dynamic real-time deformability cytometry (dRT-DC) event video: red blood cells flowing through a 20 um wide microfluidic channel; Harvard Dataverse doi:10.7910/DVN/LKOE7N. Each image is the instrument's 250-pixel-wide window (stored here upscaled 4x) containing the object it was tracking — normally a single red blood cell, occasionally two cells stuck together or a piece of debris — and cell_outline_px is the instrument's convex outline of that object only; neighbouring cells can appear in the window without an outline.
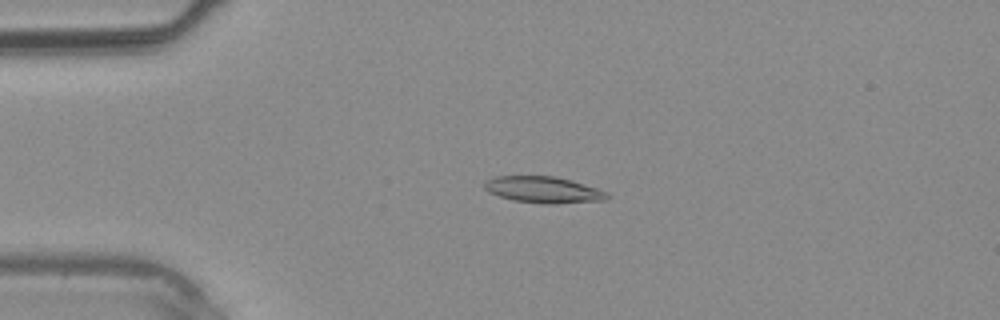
{"species": "common noctule bat (a hibernating species)", "species_latin": "Nyctalus noctula", "temperature_condition": "warm", "stored_images_in_passage": 37, "camera_frame_rate_fps": 3000, "um_per_image_px": 0.085, "animal": {"sex": "male", "body_mass_g": 20.4}, "frame": {"image": 1, "passage_image": 9, "time_ms": 2.667, "image_size_px": [1000, 320], "cell_outline_px": [[608, 200], [556, 204], [544, 204], [512, 200], [488, 192], [484, 188], [484, 180], [496, 176], [556, 176], [572, 180], [608, 192]], "centroid_in_image_um": [46.19, 16.13], "position_along_channel_um": 38.8, "area_um2": 19.07}}
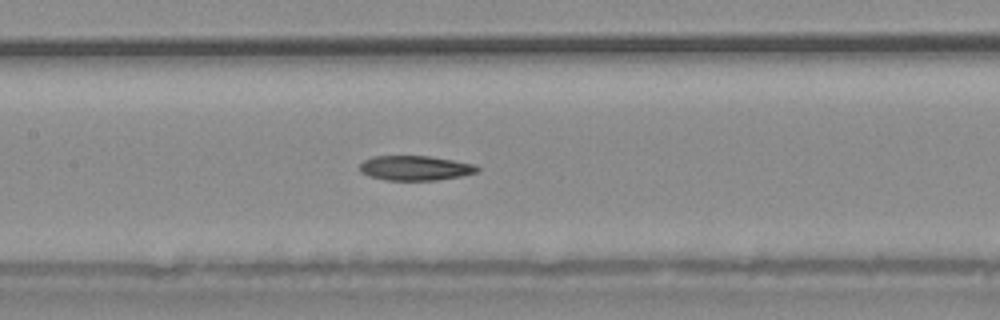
{"frame": {"image": 2, "passage_image": 18, "time_ms": 5.667, "image_size_px": [1000, 320], "cell_outline_px": [[480, 172], [460, 176], [436, 180], [384, 180], [368, 176], [360, 172], [360, 164], [364, 160], [372, 156], [432, 156], [472, 164], [480, 168]], "centroid_in_image_um": [35.27, 14.28], "position_along_channel_um": 172.1, "area_um2": 16.99}}
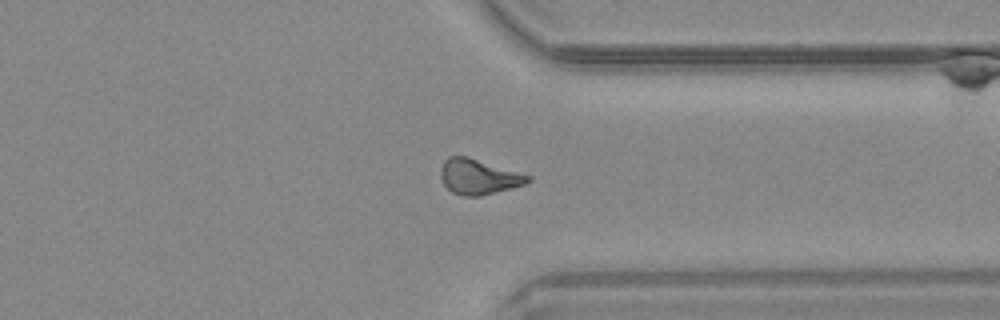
{"frame": {"image": 3, "passage_image": 29, "time_ms": 9.333, "image_size_px": [1000, 320], "cell_outline_px": [[532, 180], [524, 184], [512, 188], [480, 196], [460, 196], [452, 192], [444, 184], [440, 176], [440, 168], [444, 160], [448, 156], [468, 156], [532, 176]], "centroid_in_image_um": [40.67, 15.02], "position_along_channel_um": 370.7, "area_um2": 18.03}}